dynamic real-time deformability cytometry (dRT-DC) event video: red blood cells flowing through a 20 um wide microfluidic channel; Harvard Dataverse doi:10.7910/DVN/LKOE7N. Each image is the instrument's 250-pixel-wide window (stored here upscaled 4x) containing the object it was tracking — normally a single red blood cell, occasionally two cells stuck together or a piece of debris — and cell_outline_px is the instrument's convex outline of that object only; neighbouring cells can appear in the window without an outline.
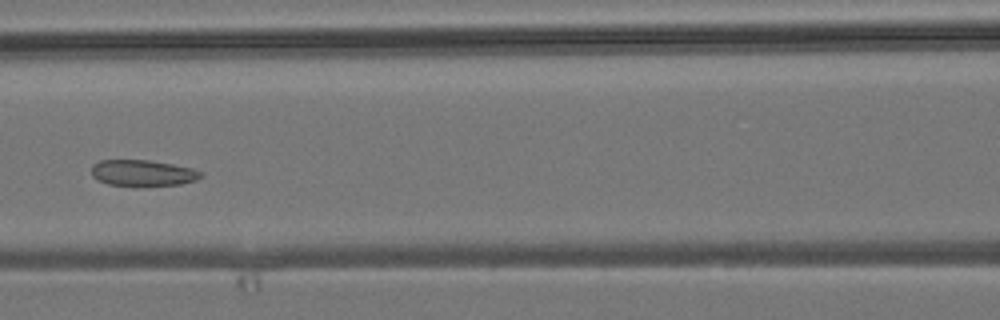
{"species": "common noctule bat (a hibernating species)", "species_latin": "Nyctalus noctula", "temperature_condition": "room temperature", "stored_images_in_passage": 6, "camera_frame_rate_fps": 3000, "um_per_image_px": 0.085, "animal": {"sex": "male", "body_mass_g": 19.2, "forearm_length_mm": 51.8}, "frame": {"image": 1, "passage_image": 6, "time_ms": 5.667, "image_size_px": [1000, 320], "cell_outline_px": [[204, 176], [196, 180], [180, 184], [108, 184], [92, 176], [92, 164], [100, 160], [148, 160], [172, 164], [192, 168], [204, 172]], "centroid_in_image_um": [12.17, 14.67], "position_along_channel_um": 154.4, "area_um2": 16.18}}